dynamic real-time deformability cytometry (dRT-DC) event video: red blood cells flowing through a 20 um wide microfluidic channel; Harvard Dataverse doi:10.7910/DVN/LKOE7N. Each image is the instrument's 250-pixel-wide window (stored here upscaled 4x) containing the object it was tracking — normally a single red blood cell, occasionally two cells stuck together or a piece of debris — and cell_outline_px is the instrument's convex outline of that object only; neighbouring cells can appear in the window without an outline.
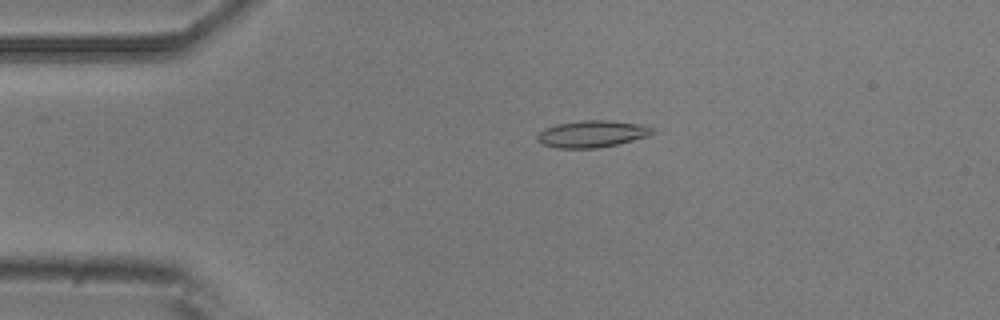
{"species": "common noctule bat (a hibernating species)", "species_latin": "Nyctalus noctula", "temperature_condition": "room temperature", "stored_images_in_passage": 54, "camera_frame_rate_fps": 3000, "um_per_image_px": 0.085, "animal": {"sex": "male", "body_mass_g": 20.5, "forearm_length_mm": 52.5}, "frame": {"image": 1, "passage_image": 11, "time_ms": 3.333, "image_size_px": [1000, 320], "cell_outline_px": [[656, 132], [648, 136], [616, 144], [596, 148], [556, 148], [544, 144], [536, 140], [536, 136], [544, 128], [556, 124], [584, 120], [612, 120], [640, 124], [652, 128]], "centroid_in_image_um": [50.31, 11.37], "position_along_channel_um": 34.7, "area_um2": 17.98}}
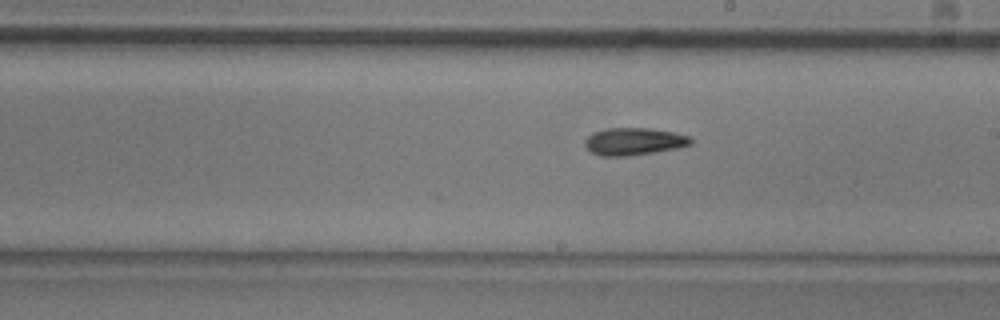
{"frame": {"image": 2, "passage_image": 30, "time_ms": 9.667, "image_size_px": [1000, 320], "cell_outline_px": [[692, 144], [680, 148], [656, 152], [628, 156], [600, 156], [592, 152], [584, 144], [584, 140], [592, 132], [608, 128], [648, 128], [676, 132], [692, 136]], "centroid_in_image_um": [53.93, 12.02], "position_along_channel_um": 235.1, "area_um2": 17.17}}
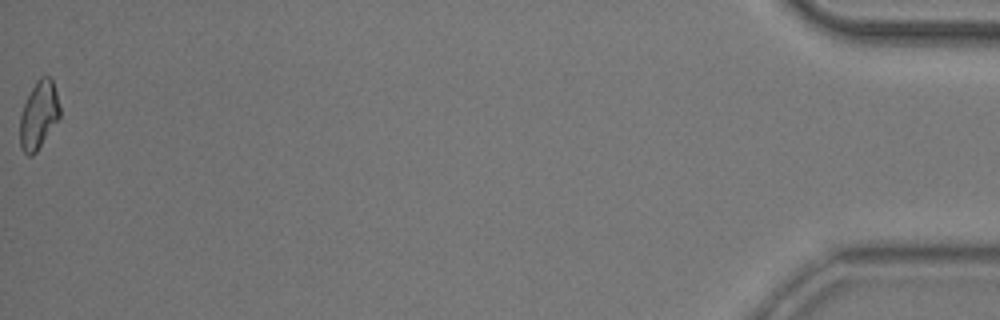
{"frame": {"image": 3, "passage_image": 54, "time_ms": 17.667, "image_size_px": [1000, 320], "cell_outline_px": [[60, 116], [36, 152], [32, 156], [28, 156], [20, 148], [20, 116], [24, 104], [36, 80], [40, 76], [48, 76], [52, 80], [56, 92], [60, 108]], "centroid_in_image_um": [3.28, 9.78], "position_along_channel_um": 431.9, "area_um2": 15.55}, "authors_computed_cell_mechanics": {"area_um2": 16.4152, "velocity_mm_per_s": 3.725, "shape_relaxation_time_tau1_ms": 7.5646, "shape_relaxation_time_tau2_ms": null, "deformation_change_tau1": 0.2249, "deformation_change_tau2": null}}